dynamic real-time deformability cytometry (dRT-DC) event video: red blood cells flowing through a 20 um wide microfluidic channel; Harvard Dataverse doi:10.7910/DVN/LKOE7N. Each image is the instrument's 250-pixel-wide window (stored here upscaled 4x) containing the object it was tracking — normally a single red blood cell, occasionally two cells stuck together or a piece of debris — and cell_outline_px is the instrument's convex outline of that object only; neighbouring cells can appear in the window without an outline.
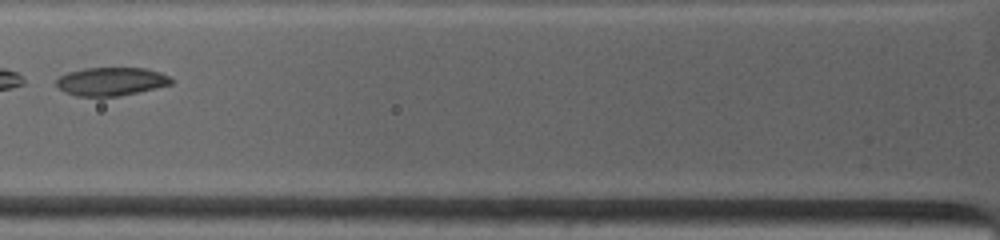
{"species": "common noctule bat (a hibernating species)", "species_latin": "Nyctalus noctula", "temperature_condition": "warm", "stored_images_in_passage": 9, "camera_frame_rate_fps": 4500, "um_per_image_px": 0.085, "animal": {"sex": "female", "body_mass_g": 19.0, "forearm_length_mm": 53.3}, "frame": {"image": 1, "passage_image": 3, "time_ms": 1.333, "image_size_px": [1000, 240], "cell_outline_px": [[172, 84], [156, 88], [120, 96], [76, 96], [64, 92], [56, 88], [56, 80], [60, 76], [68, 72], [84, 68], [144, 68], [160, 72], [168, 76], [172, 80]], "centroid_in_image_um": [9.41, 6.93], "position_along_channel_um": 116.4, "area_um2": 19.02}}
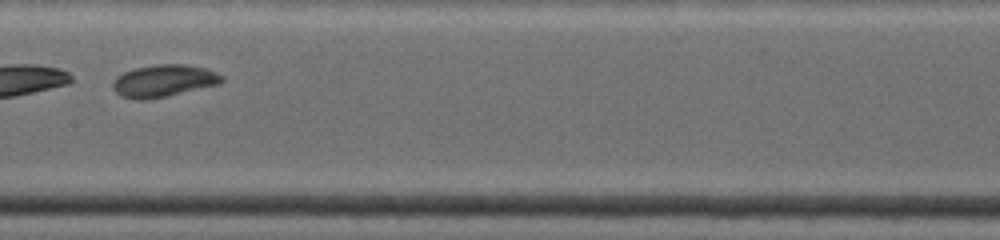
{"frame": {"image": 2, "passage_image": 6, "time_ms": 3.333, "image_size_px": [1000, 240], "cell_outline_px": [[224, 80], [220, 84], [168, 96], [148, 100], [136, 100], [120, 96], [112, 88], [112, 84], [116, 76], [132, 68], [156, 64], [184, 64], [208, 68], [224, 76]], "centroid_in_image_um": [13.92, 6.87], "position_along_channel_um": 193.5, "area_um2": 20.87}}
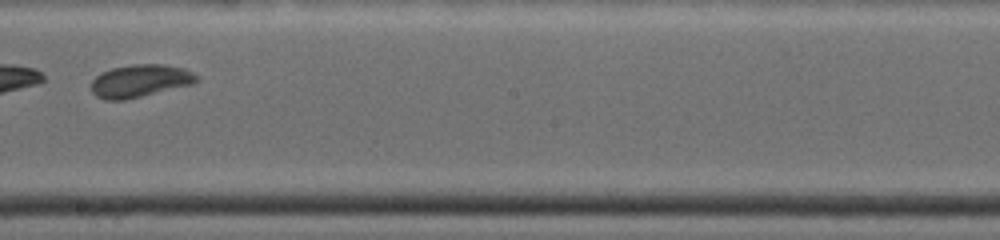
{"frame": {"image": 3, "passage_image": 8, "time_ms": 4.444, "image_size_px": [1000, 240], "cell_outline_px": [[200, 76], [192, 84], [124, 100], [104, 100], [96, 96], [92, 92], [92, 80], [100, 72], [112, 68], [132, 64], [160, 64], [184, 68]], "centroid_in_image_um": [11.88, 6.87], "position_along_channel_um": 236.3, "area_um2": 19.94}}